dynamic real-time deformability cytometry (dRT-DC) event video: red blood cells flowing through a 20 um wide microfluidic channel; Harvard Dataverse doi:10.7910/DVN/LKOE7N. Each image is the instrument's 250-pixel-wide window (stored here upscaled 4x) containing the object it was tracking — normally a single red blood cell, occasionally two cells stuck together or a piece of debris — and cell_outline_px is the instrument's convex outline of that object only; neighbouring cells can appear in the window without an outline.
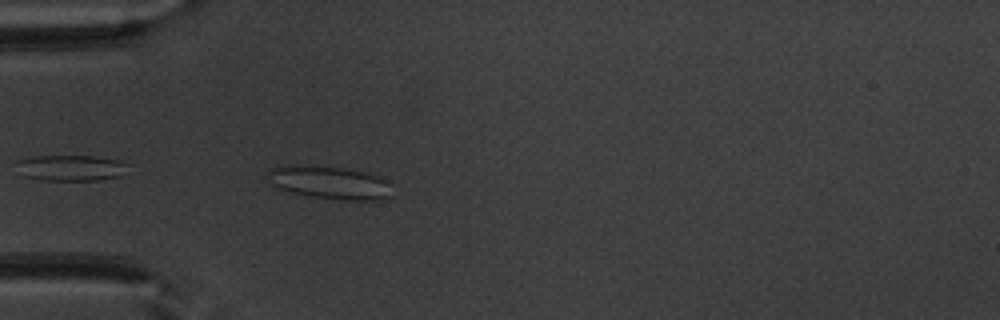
{"species": "common noctule bat (a hibernating species)", "species_latin": "Nyctalus noctula", "temperature_condition": "warm", "stored_images_in_passage": 9, "camera_frame_rate_fps": 3000, "um_per_image_px": 0.085, "animal": {"sex": "male", "body_mass_g": 20.1, "forearm_length_mm": 53.5}, "frame": {"image": 1, "passage_image": 2, "time_ms": 0.333, "image_size_px": [1000, 320], "cell_outline_px": [[392, 196], [380, 200], [344, 200], [308, 196], [288, 192], [276, 188], [264, 176], [272, 168], [288, 164], [316, 164], [344, 168], [364, 172], [376, 176], [384, 180]], "centroid_in_image_um": [27.89, 15.5], "position_along_channel_um": 57.1, "area_um2": 24.28}}
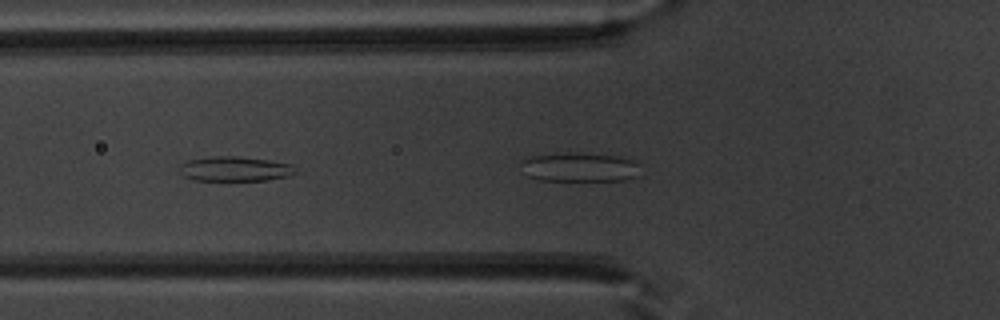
{"frame": {"image": 2, "passage_image": 4, "time_ms": 1.0, "image_size_px": [1000, 320], "cell_outline_px": [[296, 172], [288, 176], [264, 180], [196, 180], [184, 176], [180, 172], [180, 164], [188, 160], [212, 156], [236, 156], [268, 160], [292, 164]], "centroid_in_image_um": [19.95, 14.35], "position_along_channel_um": 105.9, "area_um2": 16.53}}